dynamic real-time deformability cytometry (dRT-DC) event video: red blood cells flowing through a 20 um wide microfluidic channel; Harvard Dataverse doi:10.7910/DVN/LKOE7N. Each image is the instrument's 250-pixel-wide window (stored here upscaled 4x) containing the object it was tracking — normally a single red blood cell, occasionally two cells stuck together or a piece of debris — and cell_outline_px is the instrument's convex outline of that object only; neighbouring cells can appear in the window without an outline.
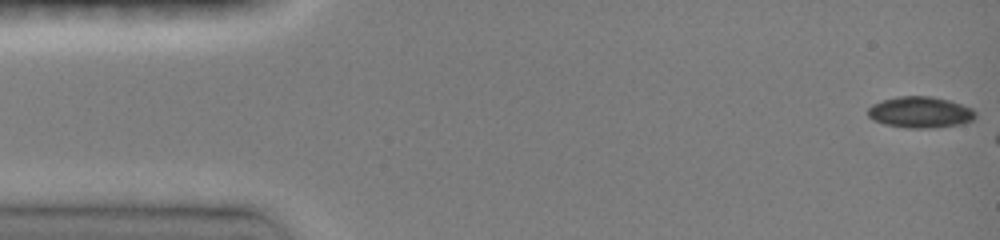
{"species": "common noctule bat (a hibernating species)", "species_latin": "Nyctalus noctula", "temperature_condition": "room temperature", "stored_images_in_passage": 10, "camera_frame_rate_fps": 3000, "um_per_image_px": 0.085, "animal": {"sex": "female", "body_mass_g": 19.0, "forearm_length_mm": 51.5}, "frame": {"image": 1, "passage_image": 1, "time_ms": 0.0, "image_size_px": [1000, 240], "cell_outline_px": [[976, 116], [972, 120], [960, 124], [932, 128], [908, 128], [884, 124], [872, 120], [868, 116], [868, 108], [872, 104], [896, 96], [932, 96], [948, 100], [972, 108], [976, 112]], "centroid_in_image_um": [78.2, 9.54], "position_along_channel_um": 6.8, "area_um2": 19.59}}